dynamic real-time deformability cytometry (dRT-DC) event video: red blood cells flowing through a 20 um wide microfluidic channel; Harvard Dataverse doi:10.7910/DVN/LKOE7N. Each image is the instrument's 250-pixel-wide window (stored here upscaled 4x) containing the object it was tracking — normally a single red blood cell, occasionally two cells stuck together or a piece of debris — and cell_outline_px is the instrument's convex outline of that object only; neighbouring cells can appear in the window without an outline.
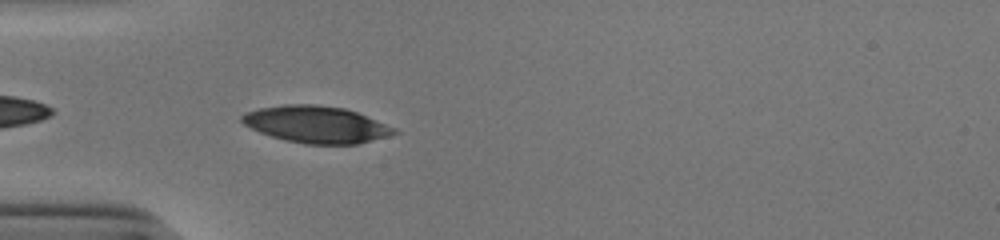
{"species": "human", "species_latin": "Homo sapiens", "temperature_condition": "cold", "stored_images_in_passage": 38, "camera_frame_rate_fps": 3000, "um_per_image_px": 0.085, "donor": {"sex": "male"}, "frame": {"image": 1, "passage_image": 2, "time_ms": 0.333, "image_size_px": [1000, 240], "cell_outline_px": [[400, 132], [388, 136], [356, 144], [304, 144], [284, 140], [260, 132], [244, 124], [240, 120], [240, 116], [244, 112], [260, 108], [284, 104], [312, 104], [344, 108], [356, 112], [396, 128]], "centroid_in_image_um": [26.86, 10.58], "position_along_channel_um": 58.1, "area_um2": 32.6}}
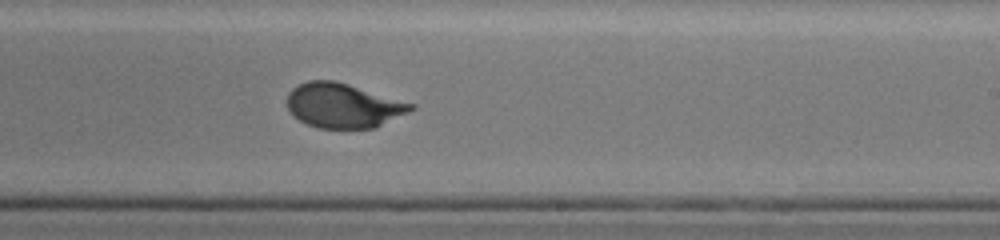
{"frame": {"image": 2, "passage_image": 18, "time_ms": 5.667, "image_size_px": [1000, 240], "cell_outline_px": [[416, 108], [376, 128], [316, 128], [292, 116], [288, 108], [288, 92], [292, 88], [308, 80], [336, 80], [416, 104]], "centroid_in_image_um": [29.19, 8.97], "position_along_channel_um": 259.8, "area_um2": 32.31}}
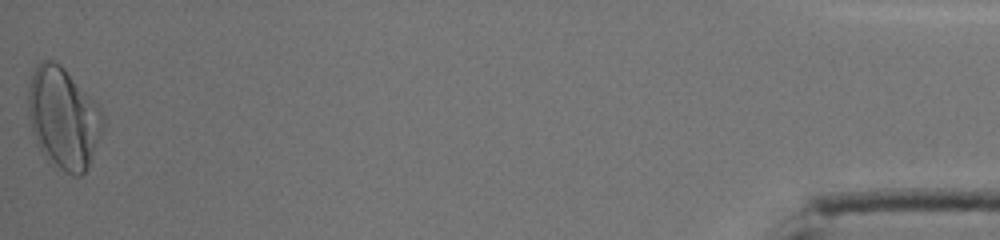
{"frame": {"image": 3, "passage_image": 38, "time_ms": 12.333, "image_size_px": [1000, 240], "cell_outline_px": [[104, 128], [88, 164], [84, 172], [80, 176], [72, 176], [48, 160], [36, 144], [32, 132], [28, 116], [28, 88], [32, 68], [36, 64], [44, 60], [52, 60], [60, 64], [64, 68], [92, 100], [104, 116]], "centroid_in_image_um": [5.34, 10.02], "position_along_channel_um": 429.9, "area_um2": 43.75}, "authors_computed_cell_mechanics": {"area_um2": 32.657, "velocity_mm_per_s": 3.9114, "shape_relaxation_time_tau1_ms": 3.8212, "shape_relaxation_time_tau2_ms": null, "deformation_change_tau1": 0.1649, "deformation_change_tau2": null}}